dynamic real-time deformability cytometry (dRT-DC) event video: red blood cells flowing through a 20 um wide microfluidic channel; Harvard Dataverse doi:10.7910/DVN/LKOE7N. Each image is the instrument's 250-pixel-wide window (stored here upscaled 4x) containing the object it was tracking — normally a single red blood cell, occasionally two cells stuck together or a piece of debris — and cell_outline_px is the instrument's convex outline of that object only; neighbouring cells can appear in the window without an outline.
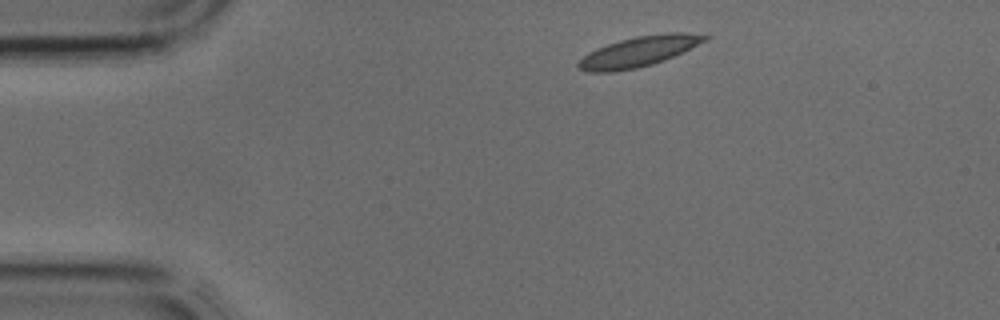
{"species": "common noctule bat (a hibernating species)", "species_latin": "Nyctalus noctula", "temperature_condition": "cold", "stored_images_in_passage": 2, "camera_frame_rate_fps": 3000, "um_per_image_px": 0.085, "animal": {"sex": "male", "body_mass_g": 17.9, "forearm_length_mm": 54.2}, "frame": {"image": 1, "passage_image": 1, "time_ms": 0.0, "image_size_px": [1000, 320], "cell_outline_px": [[708, 40], [664, 60], [652, 64], [636, 68], [612, 72], [588, 72], [580, 68], [576, 64], [588, 52], [596, 48], [620, 40], [636, 36], [668, 32], [684, 32], [708, 36]], "centroid_in_image_um": [54.28, 4.37], "position_along_channel_um": 30.7, "area_um2": 22.08}}